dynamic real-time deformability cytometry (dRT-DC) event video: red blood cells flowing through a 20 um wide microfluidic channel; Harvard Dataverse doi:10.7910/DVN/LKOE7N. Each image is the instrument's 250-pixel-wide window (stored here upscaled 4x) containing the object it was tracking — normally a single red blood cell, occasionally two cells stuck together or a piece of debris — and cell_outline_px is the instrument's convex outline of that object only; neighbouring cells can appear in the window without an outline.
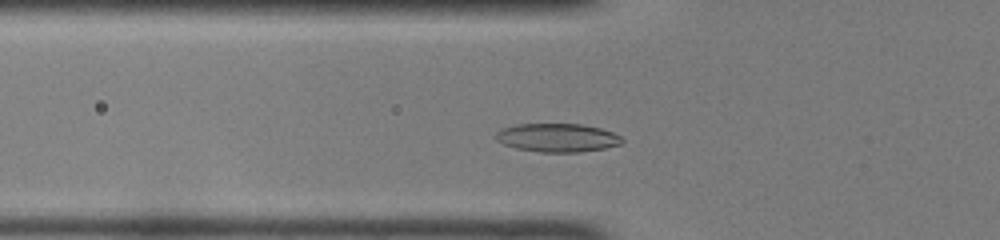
{"species": "common noctule bat (a hibernating species)", "species_latin": "Nyctalus noctula", "temperature_condition": "room temperature", "stored_images_in_passage": 44, "camera_frame_rate_fps": 3000, "um_per_image_px": 0.085, "animal": {"sex": "female", "body_mass_g": 22.0, "forearm_length_mm": 56.7}, "frame": {"image": 1, "passage_image": 11, "time_ms": 3.333, "image_size_px": [1000, 240], "cell_outline_px": [[624, 140], [620, 144], [604, 148], [580, 152], [540, 152], [516, 148], [504, 144], [496, 140], [496, 132], [500, 128], [516, 124], [580, 124], [600, 128], [612, 132], [620, 136]], "centroid_in_image_um": [47.35, 11.7], "position_along_channel_um": 78.5, "area_um2": 20.92}}
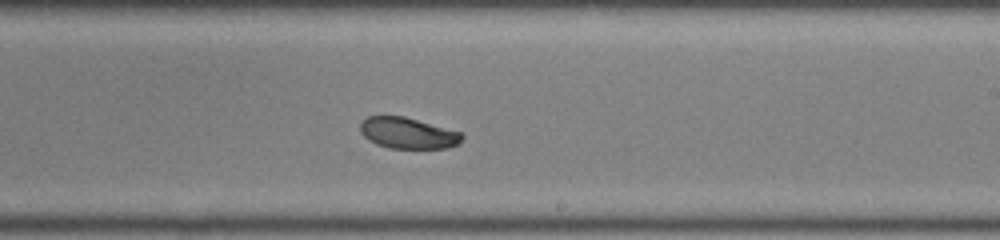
{"frame": {"image": 2, "passage_image": 24, "time_ms": 7.667, "image_size_px": [1000, 240], "cell_outline_px": [[464, 136], [460, 144], [448, 148], [388, 148], [376, 144], [368, 140], [360, 132], [360, 124], [368, 116], [404, 116], [460, 132]], "centroid_in_image_um": [34.67, 11.32], "position_along_channel_um": 254.3, "area_um2": 18.44}}
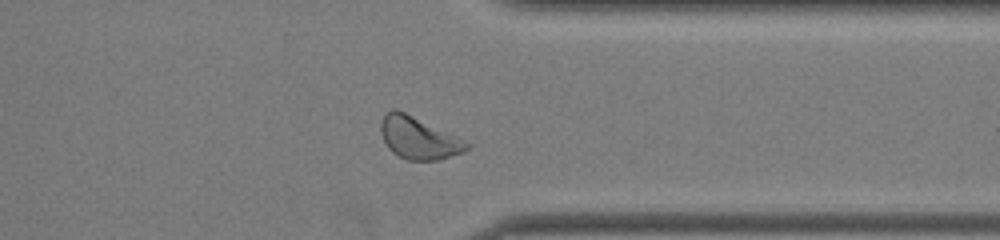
{"frame": {"image": 3, "passage_image": 33, "time_ms": 10.667, "image_size_px": [1000, 240], "cell_outline_px": [[468, 148], [464, 152], [440, 160], [408, 160], [392, 152], [388, 148], [380, 132], [380, 124], [384, 116], [392, 108], [396, 108], [456, 136], [464, 140], [468, 144]], "centroid_in_image_um": [35.55, 11.73], "position_along_channel_um": 375.8, "area_um2": 20.81}, "authors_computed_cell_mechanics": {"area_um2": 19.8832, "velocity_mm_per_s": 4.0704, "shape_relaxation_time_tau1_ms": 2.0332, "shape_relaxation_time_tau2_ms": 9.6015, "deformation_change_tau1": 0.0847, "deformation_change_tau2": 0.1373}}